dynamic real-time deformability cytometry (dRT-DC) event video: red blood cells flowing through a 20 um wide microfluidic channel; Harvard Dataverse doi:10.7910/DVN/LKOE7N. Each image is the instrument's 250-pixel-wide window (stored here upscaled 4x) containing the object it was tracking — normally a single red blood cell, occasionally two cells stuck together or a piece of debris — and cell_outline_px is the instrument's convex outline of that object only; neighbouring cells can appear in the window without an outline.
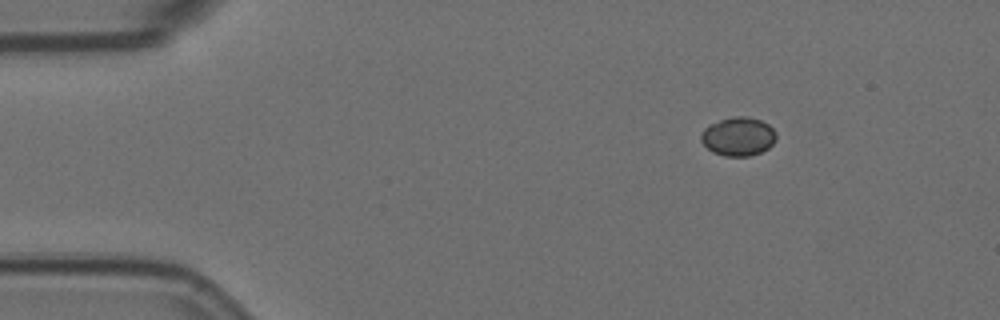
{"species": "Egyptian fruit bat (a non-hibernating species)", "species_latin": "Rousettus aegyptiacus", "temperature_condition": "room temperature", "stored_images_in_passage": 8, "camera_frame_rate_fps": 3000, "um_per_image_px": 0.085, "animal": {"sex": "female"}, "frame": {"image": 1, "passage_image": 1, "time_ms": 0.0, "image_size_px": [1000, 320], "cell_outline_px": [[776, 140], [768, 148], [760, 152], [748, 156], [724, 156], [712, 152], [700, 140], [700, 136], [704, 128], [708, 124], [732, 116], [748, 116], [760, 120], [768, 124], [776, 132]], "centroid_in_image_um": [62.74, 11.59], "position_along_channel_um": 22.3, "area_um2": 17.05}}
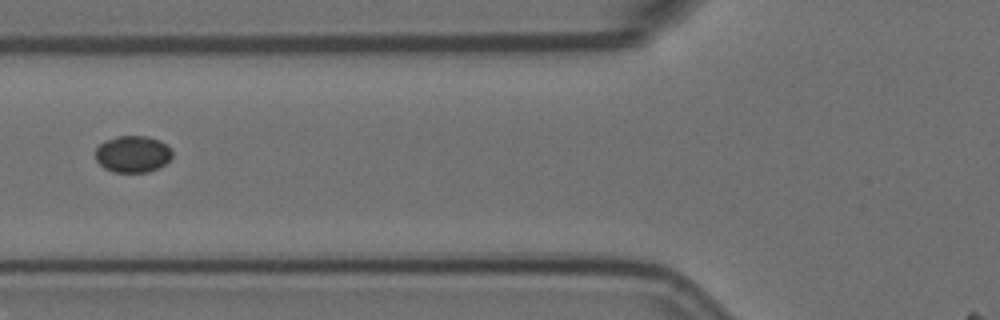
{"frame": {"image": 2, "passage_image": 5, "time_ms": 1.333, "image_size_px": [1000, 320], "cell_outline_px": [[172, 156], [164, 164], [148, 172], [112, 172], [104, 168], [96, 160], [96, 148], [104, 140], [116, 136], [148, 136], [160, 140], [172, 152]], "centroid_in_image_um": [11.24, 13.09], "position_along_channel_um": 114.6, "area_um2": 16.36}}
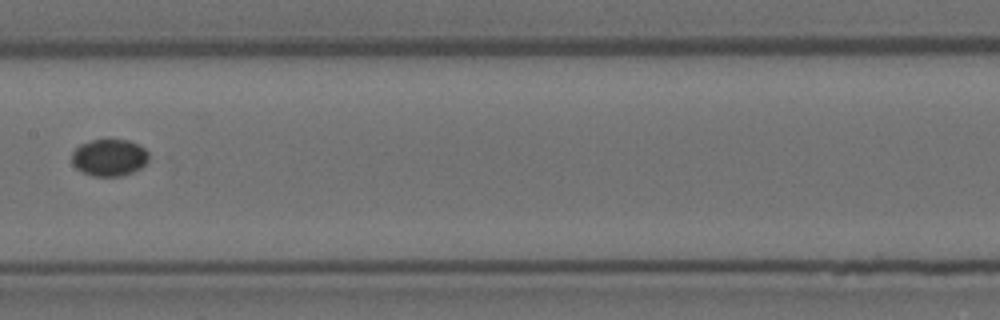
{"frame": {"image": 3, "passage_image": 7, "time_ms": 2.0, "image_size_px": [1000, 320], "cell_outline_px": [[148, 160], [140, 168], [132, 172], [120, 176], [92, 176], [76, 168], [72, 164], [72, 152], [80, 144], [92, 140], [128, 140], [144, 148], [148, 152]], "centroid_in_image_um": [9.27, 13.39], "position_along_channel_um": 198.1, "area_um2": 16.42}}